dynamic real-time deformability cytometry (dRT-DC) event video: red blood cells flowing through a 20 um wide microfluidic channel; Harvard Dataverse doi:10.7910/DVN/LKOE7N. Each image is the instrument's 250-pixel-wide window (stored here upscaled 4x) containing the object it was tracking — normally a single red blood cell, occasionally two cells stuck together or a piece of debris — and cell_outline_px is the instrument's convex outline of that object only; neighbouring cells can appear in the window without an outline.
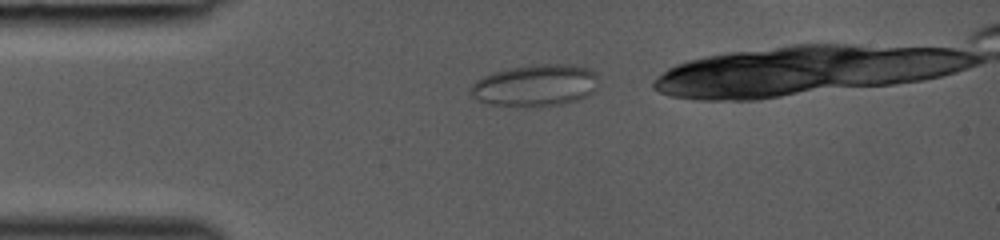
{"species": "common noctule bat (a hibernating species)", "species_latin": "Nyctalus noctula", "temperature_condition": "room temperature", "stored_images_in_passage": 11, "camera_frame_rate_fps": 3000, "um_per_image_px": 0.085, "animal": {"sex": "female", "body_mass_g": 19.0, "forearm_length_mm": 53.3}, "frame": {"image": 1, "passage_image": 1, "time_ms": 0.0, "image_size_px": [1000, 240], "cell_outline_px": [[596, 88], [592, 92], [576, 100], [560, 104], [536, 108], [516, 108], [488, 104], [476, 100], [468, 92], [468, 88], [476, 80], [492, 72], [512, 68], [536, 64], [564, 64], [588, 68], [596, 72]], "centroid_in_image_um": [45.42, 7.3], "position_along_channel_um": 39.6, "area_um2": 31.67}}
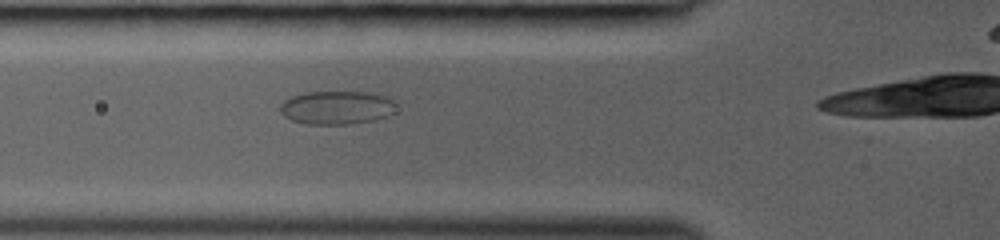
{"frame": {"image": 2, "passage_image": 7, "time_ms": 2.0, "image_size_px": [1000, 240], "cell_outline_px": [[396, 100], [388, 116], [376, 120], [348, 124], [304, 124], [292, 120], [284, 116], [280, 112], [280, 104], [284, 100], [292, 96], [304, 92], [368, 92], [384, 96]], "centroid_in_image_um": [28.58, 9.14], "position_along_channel_um": 97.2, "area_um2": 22.6}}
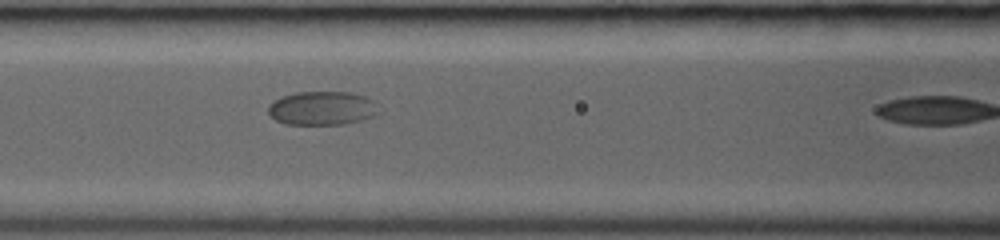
{"frame": {"image": 3, "passage_image": 10, "time_ms": 3.0, "image_size_px": [1000, 240], "cell_outline_px": [[380, 112], [376, 116], [344, 124], [284, 124], [276, 120], [268, 112], [268, 104], [280, 96], [296, 92], [352, 92], [376, 100]], "centroid_in_image_um": [27.42, 9.19], "position_along_channel_um": 139.2, "area_um2": 22.08}}